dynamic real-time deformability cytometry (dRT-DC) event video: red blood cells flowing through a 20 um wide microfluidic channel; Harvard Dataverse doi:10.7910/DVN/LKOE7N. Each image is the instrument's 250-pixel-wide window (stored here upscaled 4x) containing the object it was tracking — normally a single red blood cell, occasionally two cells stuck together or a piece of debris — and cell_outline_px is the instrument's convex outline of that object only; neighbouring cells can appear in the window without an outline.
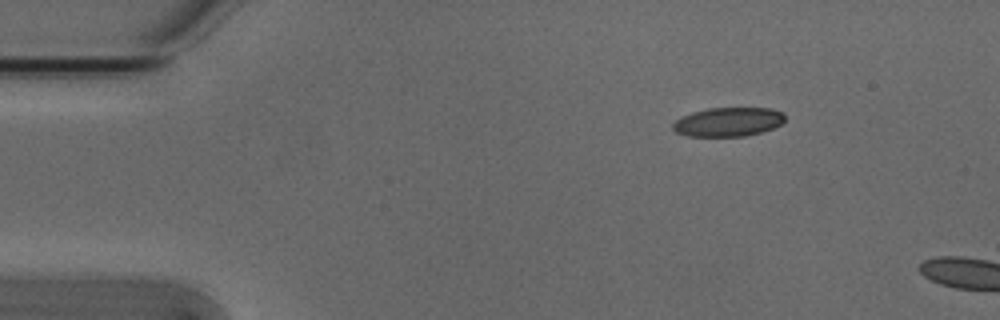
{"species": "Egyptian fruit bat (a non-hibernating species)", "species_latin": "Rousettus aegyptiacus", "temperature_condition": "cold", "stored_images_in_passage": 4, "camera_frame_rate_fps": 3000, "um_per_image_px": 0.085, "animal": {"sex": "male"}, "frame": {"image": 1, "passage_image": 1, "time_ms": 0.0, "image_size_px": [1000, 320], "cell_outline_px": [[784, 120], [780, 124], [772, 128], [760, 132], [744, 136], [688, 136], [676, 132], [672, 128], [672, 124], [680, 116], [692, 112], [708, 108], [772, 108], [784, 112]], "centroid_in_image_um": [61.87, 10.35], "position_along_channel_um": 23.1, "area_um2": 18.96}}